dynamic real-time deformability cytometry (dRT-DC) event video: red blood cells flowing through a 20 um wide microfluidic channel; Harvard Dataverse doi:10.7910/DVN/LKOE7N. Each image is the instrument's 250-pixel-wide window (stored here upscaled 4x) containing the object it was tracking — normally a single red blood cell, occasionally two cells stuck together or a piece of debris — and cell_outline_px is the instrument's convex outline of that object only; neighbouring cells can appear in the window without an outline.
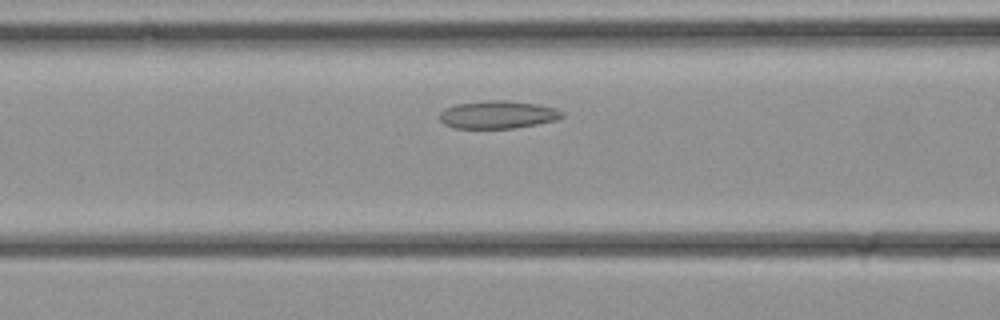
{"species": "common noctule bat (a hibernating species)", "species_latin": "Nyctalus noctula", "temperature_condition": "cold", "stored_images_in_passage": 26, "camera_frame_rate_fps": 3000, "um_per_image_px": 0.085, "animal": {"sex": "female", "body_mass_g": 21.9}, "frame": {"image": 1, "passage_image": 8, "time_ms": 2.333, "image_size_px": [1000, 320], "cell_outline_px": [[564, 116], [556, 120], [516, 128], [452, 128], [444, 124], [440, 120], [440, 112], [444, 108], [456, 104], [488, 100], [504, 100], [540, 104], [556, 108], [564, 112]], "centroid_in_image_um": [42.32, 9.74], "position_along_channel_um": 124.3, "area_um2": 20.0}}
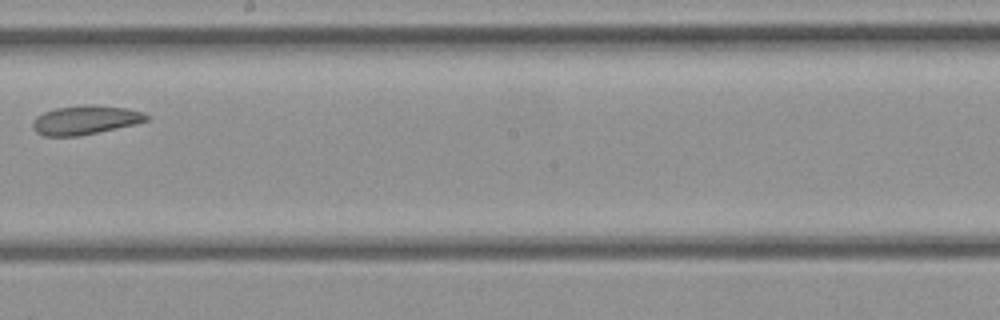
{"frame": {"image": 2, "passage_image": 14, "time_ms": 4.333, "image_size_px": [1000, 320], "cell_outline_px": [[148, 120], [136, 124], [76, 136], [44, 136], [36, 132], [32, 128], [32, 120], [36, 116], [44, 112], [56, 108], [88, 104], [96, 104], [124, 108], [144, 112], [148, 116]], "centroid_in_image_um": [7.22, 10.19], "position_along_channel_um": 241.0, "area_um2": 19.19}}
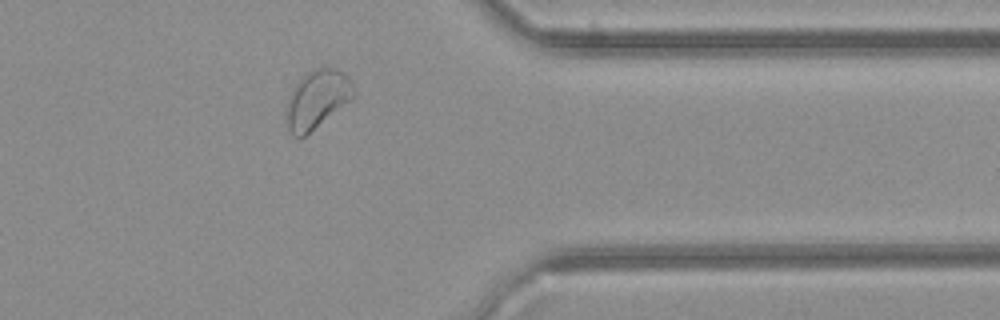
{"frame": {"image": 3, "passage_image": 22, "time_ms": 7.0, "image_size_px": [1000, 320], "cell_outline_px": [[356, 96], [300, 140], [296, 140], [292, 136], [288, 128], [288, 104], [292, 88], [312, 68], [336, 68], [348, 76], [356, 92]], "centroid_in_image_um": [26.98, 8.46], "position_along_channel_um": 384.4, "area_um2": 22.66}}